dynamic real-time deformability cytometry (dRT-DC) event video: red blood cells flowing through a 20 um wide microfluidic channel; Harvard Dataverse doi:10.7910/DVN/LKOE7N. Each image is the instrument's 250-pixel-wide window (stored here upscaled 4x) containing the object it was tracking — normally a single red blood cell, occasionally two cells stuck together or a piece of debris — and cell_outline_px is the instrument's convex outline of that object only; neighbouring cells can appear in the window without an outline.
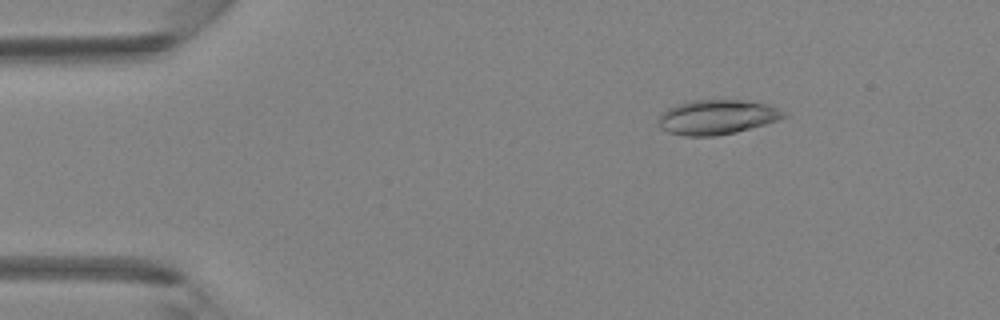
{"species": "Egyptian fruit bat (a non-hibernating species)", "species_latin": "Rousettus aegyptiacus", "temperature_condition": "room temperature", "stored_images_in_passage": 14, "camera_frame_rate_fps": 3000, "um_per_image_px": 0.085, "animal": {"sex": "female"}, "frame": {"image": 1, "passage_image": 7, "time_ms": 2.0, "image_size_px": [1000, 320], "cell_outline_px": [[788, 116], [764, 124], [736, 132], [716, 136], [684, 136], [668, 132], [660, 128], [656, 120], [660, 112], [676, 104], [692, 100], [744, 100], [768, 104], [788, 112]], "centroid_in_image_um": [60.91, 9.95], "position_along_channel_um": 24.1, "area_um2": 25.61}}